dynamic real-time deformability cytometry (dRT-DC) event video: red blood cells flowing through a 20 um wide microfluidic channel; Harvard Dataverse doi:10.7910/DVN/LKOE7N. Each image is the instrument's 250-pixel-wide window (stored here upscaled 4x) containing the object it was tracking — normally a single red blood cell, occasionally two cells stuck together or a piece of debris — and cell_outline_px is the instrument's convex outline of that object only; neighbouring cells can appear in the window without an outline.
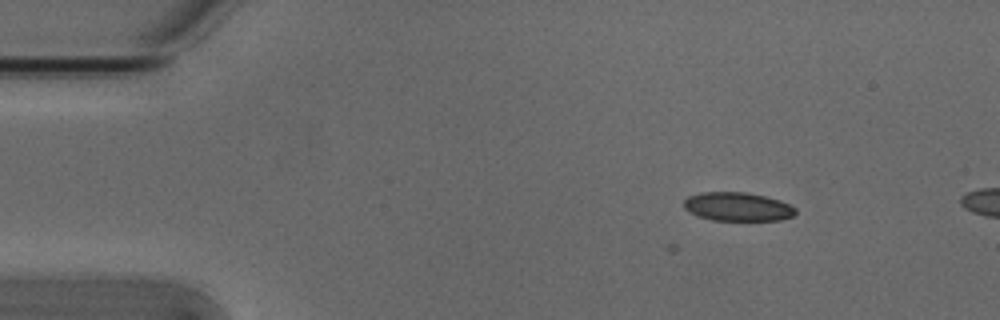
{"species": "Egyptian fruit bat (a non-hibernating species)", "species_latin": "Rousettus aegyptiacus", "temperature_condition": "cold", "stored_images_in_passage": 5, "camera_frame_rate_fps": 3000, "um_per_image_px": 0.085, "animal": {"sex": "male"}, "frame": {"image": 1, "passage_image": 4, "time_ms": 1.0, "image_size_px": [1000, 320], "cell_outline_px": [[796, 212], [792, 216], [780, 220], [712, 220], [688, 212], [684, 208], [684, 200], [688, 196], [700, 192], [748, 192], [780, 200], [796, 208]], "centroid_in_image_um": [62.68, 17.56], "position_along_channel_um": 22.3, "area_um2": 18.67}}